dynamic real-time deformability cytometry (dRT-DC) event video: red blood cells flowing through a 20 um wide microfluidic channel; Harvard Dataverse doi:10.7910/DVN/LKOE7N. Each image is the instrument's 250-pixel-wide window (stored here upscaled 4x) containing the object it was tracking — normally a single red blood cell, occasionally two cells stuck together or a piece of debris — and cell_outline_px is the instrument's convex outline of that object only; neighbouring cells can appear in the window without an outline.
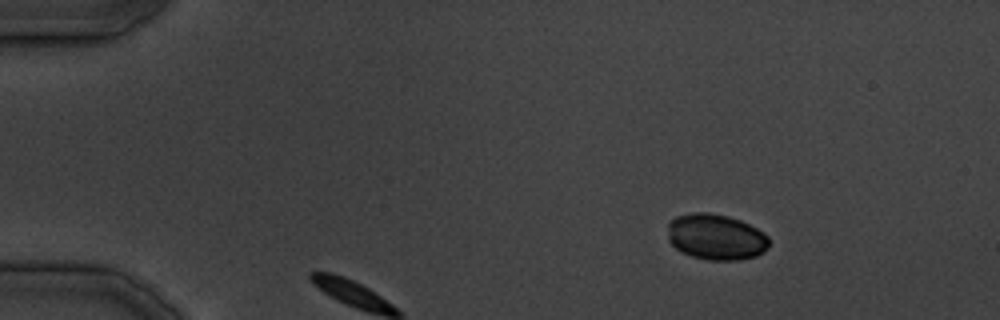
{"species": "common noctule bat (a hibernating species)", "species_latin": "Nyctalus noctula", "temperature_condition": "cold", "stored_images_in_passage": 29, "camera_frame_rate_fps": 3000, "um_per_image_px": 0.085, "animal": {"sex": "male", "body_mass_g": 19.5, "forearm_length_mm": 54.6}, "frame": {"image": 1, "passage_image": 5, "time_ms": 5.333, "image_size_px": [1000, 320], "cell_outline_px": [[768, 248], [764, 252], [756, 256], [740, 260], [708, 260], [692, 256], [676, 248], [668, 240], [668, 220], [676, 216], [692, 212], [708, 212], [728, 216], [740, 220], [764, 232], [768, 236]], "centroid_in_image_um": [60.85, 20.13], "position_along_channel_um": 24.2, "area_um2": 27.28}}
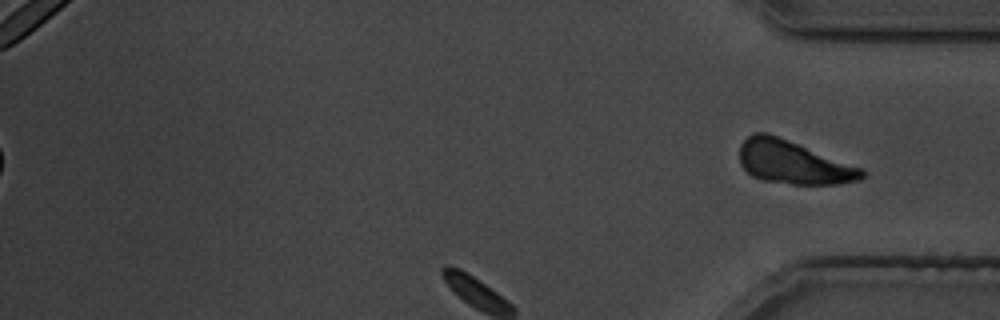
{"frame": {"image": 2, "passage_image": 29, "time_ms": 34.667, "image_size_px": [1000, 320], "cell_outline_px": [[868, 172], [860, 180], [836, 184], [792, 184], [764, 180], [752, 176], [740, 164], [740, 144], [748, 136], [756, 132], [768, 132], [864, 168]], "centroid_in_image_um": [67.46, 13.79], "position_along_channel_um": 367.7, "area_um2": 30.98}}